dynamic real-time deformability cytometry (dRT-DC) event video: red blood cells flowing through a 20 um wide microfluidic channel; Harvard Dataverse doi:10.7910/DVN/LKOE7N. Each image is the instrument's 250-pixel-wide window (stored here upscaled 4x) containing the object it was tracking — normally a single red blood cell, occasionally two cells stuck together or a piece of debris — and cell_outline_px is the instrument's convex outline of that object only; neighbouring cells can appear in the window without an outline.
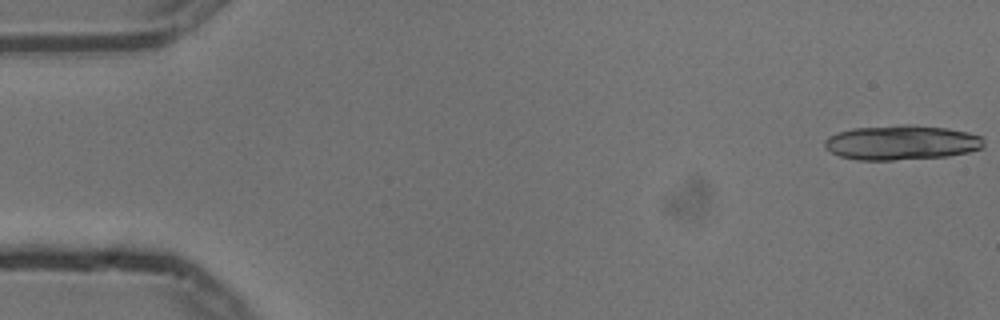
{"species": "common noctule bat (a hibernating species)", "species_latin": "Nyctalus noctula", "temperature_condition": "cold", "stored_images_in_passage": 15, "camera_frame_rate_fps": 3000, "um_per_image_px": 0.085, "animal": {"sex": "male", "body_mass_g": 13.3}, "frame": {"image": 1, "passage_image": 1, "time_ms": 0.0, "image_size_px": [1000, 320], "cell_outline_px": [[984, 148], [968, 152], [948, 156], [892, 160], [856, 160], [840, 156], [824, 148], [824, 140], [828, 136], [836, 132], [852, 128], [904, 124], [912, 124], [948, 128], [968, 132], [980, 136], [984, 140]], "centroid_in_image_um": [76.61, 12.11], "position_along_channel_um": 8.4, "area_um2": 32.54}}